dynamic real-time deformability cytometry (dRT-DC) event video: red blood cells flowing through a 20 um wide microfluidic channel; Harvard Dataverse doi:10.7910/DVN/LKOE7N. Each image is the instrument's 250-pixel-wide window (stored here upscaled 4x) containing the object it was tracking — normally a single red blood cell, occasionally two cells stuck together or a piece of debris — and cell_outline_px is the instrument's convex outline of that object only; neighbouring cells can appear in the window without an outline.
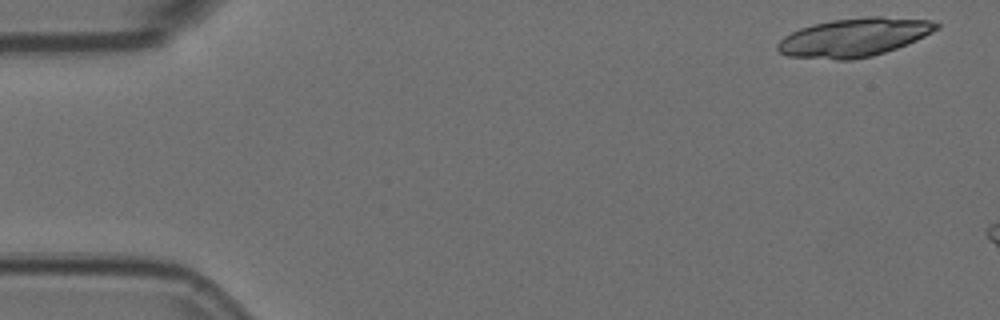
{"species": "Egyptian fruit bat (a non-hibernating species)", "species_latin": "Rousettus aegyptiacus", "temperature_condition": "room temperature", "stored_images_in_passage": 3, "camera_frame_rate_fps": 3000, "um_per_image_px": 0.085, "animal": {"sex": "female"}, "frame": {"image": 1, "passage_image": 1, "time_ms": 0.0, "image_size_px": [1000, 320], "cell_outline_px": [[940, 28], [916, 40], [896, 48], [872, 56], [852, 60], [836, 60], [788, 56], [780, 52], [776, 48], [776, 44], [784, 36], [800, 28], [812, 24], [832, 20], [868, 16], [880, 16], [928, 20], [940, 24]], "centroid_in_image_um": [72.58, 3.18], "position_along_channel_um": 12.4, "area_um2": 35.6}}